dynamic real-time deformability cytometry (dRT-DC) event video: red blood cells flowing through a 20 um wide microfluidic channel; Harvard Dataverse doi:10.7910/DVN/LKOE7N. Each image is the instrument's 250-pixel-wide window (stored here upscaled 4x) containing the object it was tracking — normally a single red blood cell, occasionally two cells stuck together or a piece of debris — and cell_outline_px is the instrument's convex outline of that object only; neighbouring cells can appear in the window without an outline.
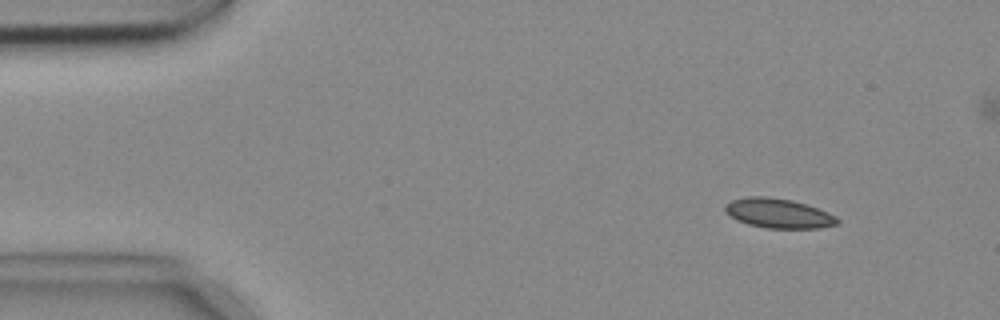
{"species": "common noctule bat (a hibernating species)", "species_latin": "Nyctalus noctula", "temperature_condition": "cold", "stored_images_in_passage": 4, "camera_frame_rate_fps": 3000, "um_per_image_px": 0.085, "animal": {"sex": "female", "body_mass_g": 18.4}, "frame": {"image": 1, "passage_image": 2, "time_ms": 0.333, "image_size_px": [1000, 320], "cell_outline_px": [[840, 224], [820, 228], [764, 228], [748, 224], [736, 220], [728, 216], [724, 212], [724, 204], [732, 200], [748, 196], [768, 196], [792, 200], [808, 204], [828, 212], [836, 216], [840, 220]], "centroid_in_image_um": [66.16, 18.13], "position_along_channel_um": 18.8, "area_um2": 19.77}}